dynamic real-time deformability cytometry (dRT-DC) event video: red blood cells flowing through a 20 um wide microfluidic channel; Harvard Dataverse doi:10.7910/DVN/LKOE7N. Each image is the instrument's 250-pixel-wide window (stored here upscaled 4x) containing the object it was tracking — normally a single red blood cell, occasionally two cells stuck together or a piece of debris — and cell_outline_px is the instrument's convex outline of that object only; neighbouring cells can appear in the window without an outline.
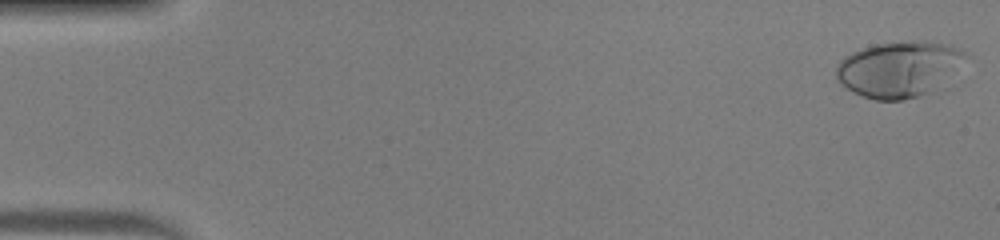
{"species": "human", "species_latin": "Homo sapiens", "temperature_condition": "warm", "stored_images_in_passage": 48, "camera_frame_rate_fps": 3000, "um_per_image_px": 0.085, "donor": {"sex": "male"}, "frame": {"image": 1, "passage_image": 1, "time_ms": 0.0, "image_size_px": [1000, 240], "cell_outline_px": [[964, 56], [928, 92], [920, 96], [900, 100], [876, 100], [852, 92], [840, 84], [836, 76], [836, 68], [840, 60], [844, 56], [852, 52], [876, 44], [912, 40], [924, 40], [944, 44], [956, 48], [964, 52]], "centroid_in_image_um": [76.23, 5.86], "position_along_channel_um": 8.8, "area_um2": 40.46}}
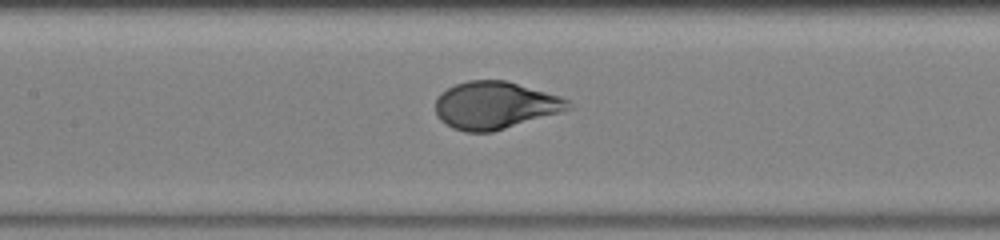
{"frame": {"image": 2, "passage_image": 23, "time_ms": 7.333, "image_size_px": [1000, 240], "cell_outline_px": [[572, 108], [560, 112], [492, 132], [464, 132], [452, 128], [440, 120], [436, 116], [436, 96], [440, 92], [456, 84], [468, 80], [504, 80], [560, 96], [568, 100]], "centroid_in_image_um": [42.03, 8.95], "position_along_channel_um": 165.4, "area_um2": 36.53}}
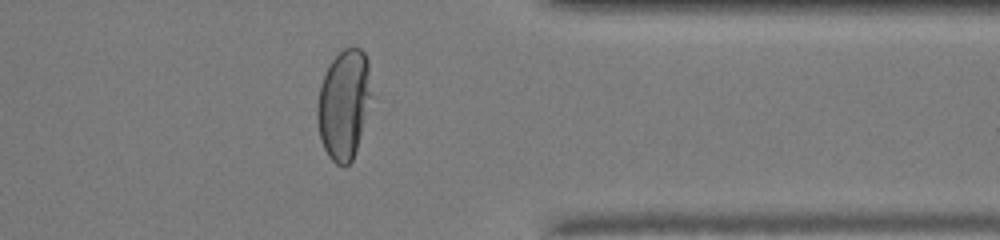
{"frame": {"image": 3, "passage_image": 39, "time_ms": 12.667, "image_size_px": [1000, 240], "cell_outline_px": [[372, 96], [356, 148], [352, 160], [344, 168], [336, 164], [328, 156], [320, 140], [316, 116], [316, 104], [320, 84], [324, 72], [332, 60], [344, 48], [352, 44], [360, 48], [364, 52], [368, 60]], "centroid_in_image_um": [29.21, 8.83], "position_along_channel_um": 382.2, "area_um2": 35.03}, "authors_computed_cell_mechanics": {"area_um2": 37.7723, "velocity_mm_per_s": 4.2404, "shape_relaxation_time_tau1_ms": 3.3454, "shape_relaxation_time_tau2_ms": null, "deformation_change_tau1": 0.2353, "deformation_change_tau2": null}}